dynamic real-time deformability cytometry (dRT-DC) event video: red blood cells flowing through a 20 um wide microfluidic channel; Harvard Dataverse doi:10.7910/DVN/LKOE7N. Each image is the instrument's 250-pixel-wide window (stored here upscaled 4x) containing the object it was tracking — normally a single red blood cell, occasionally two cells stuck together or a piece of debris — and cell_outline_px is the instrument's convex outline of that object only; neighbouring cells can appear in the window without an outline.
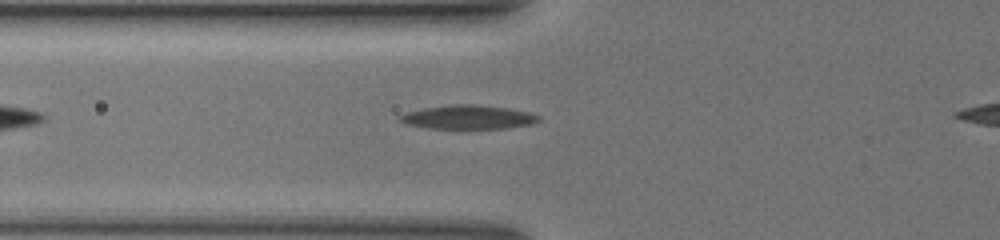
{"species": "common noctule bat (a hibernating species)", "species_latin": "Nyctalus noctula", "temperature_condition": "warm", "stored_images_in_passage": 38, "camera_frame_rate_fps": 3000, "um_per_image_px": 0.085, "animal": {"sex": "female", "body_mass_g": 19.5, "forearm_length_mm": 54.1}, "frame": {"image": 1, "passage_image": 7, "time_ms": 2.0, "image_size_px": [1000, 240], "cell_outline_px": [[540, 120], [532, 124], [504, 128], [428, 128], [408, 124], [400, 120], [400, 116], [408, 112], [424, 108], [456, 104], [476, 104], [508, 108], [528, 112], [540, 116]], "centroid_in_image_um": [39.84, 9.95], "position_along_channel_um": 86.0, "area_um2": 18.96}}
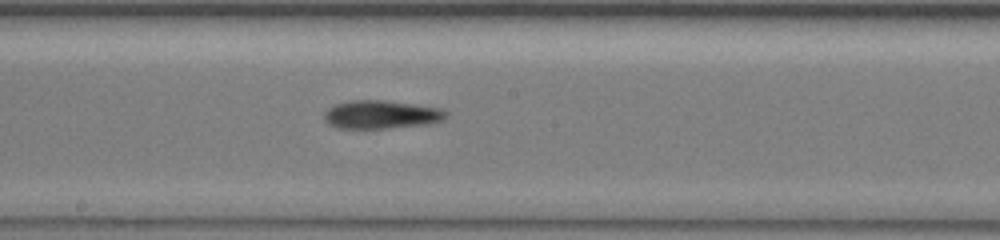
{"frame": {"image": 2, "passage_image": 17, "time_ms": 5.333, "image_size_px": [1000, 240], "cell_outline_px": [[448, 116], [444, 120], [428, 124], [388, 128], [336, 128], [328, 124], [324, 116], [324, 112], [328, 108], [336, 104], [352, 100], [384, 100], [440, 108], [448, 112]], "centroid_in_image_um": [32.42, 9.74], "position_along_channel_um": 215.8, "area_um2": 20.11}}
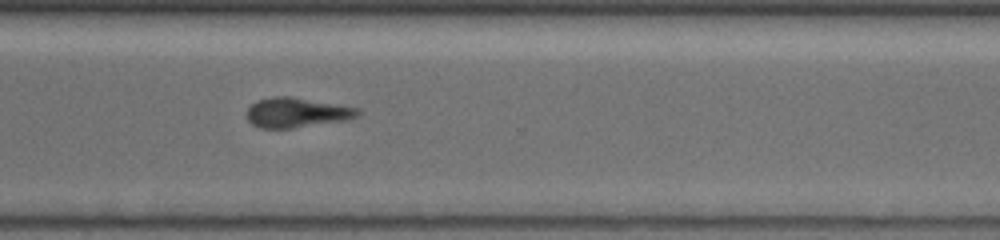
{"frame": {"image": 3, "passage_image": 27, "time_ms": 8.667, "image_size_px": [1000, 240], "cell_outline_px": [[360, 112], [356, 116], [348, 120], [292, 128], [260, 128], [252, 124], [248, 120], [248, 108], [256, 100], [272, 96], [288, 96], [360, 108]], "centroid_in_image_um": [25.21, 9.57], "position_along_channel_um": 345.4, "area_um2": 19.19}}